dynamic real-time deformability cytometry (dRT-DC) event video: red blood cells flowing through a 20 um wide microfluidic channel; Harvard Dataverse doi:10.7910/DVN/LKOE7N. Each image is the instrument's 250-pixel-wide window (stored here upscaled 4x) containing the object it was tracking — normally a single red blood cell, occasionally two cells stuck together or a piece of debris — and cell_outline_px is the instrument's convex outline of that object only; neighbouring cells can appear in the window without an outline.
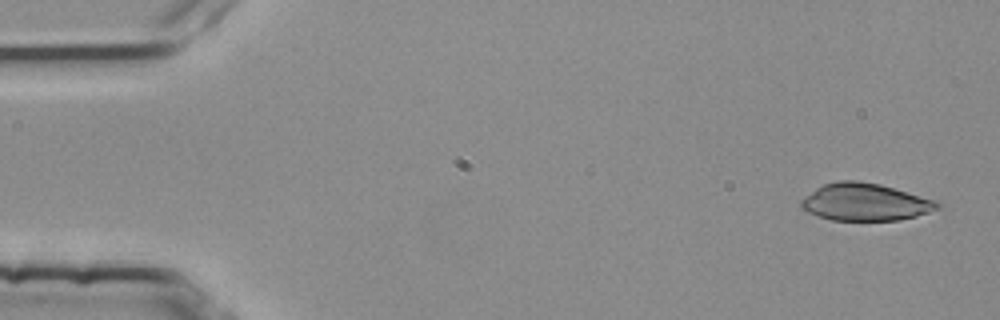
{"species": "common noctule bat (a hibernating species)", "species_latin": "Nyctalus noctula", "temperature_condition": "room temperature", "stored_images_in_passage": 4, "camera_frame_rate_fps": 3000, "um_per_image_px": 0.085, "animal": {"sex": "female", "body_mass_g": 25.1}, "frame": {"image": 1, "passage_image": 1, "time_ms": 0.0, "image_size_px": [1000, 320], "cell_outline_px": [[940, 208], [916, 216], [900, 220], [832, 220], [808, 212], [800, 208], [800, 200], [804, 196], [816, 188], [824, 184], [840, 180], [856, 180], [880, 184], [936, 200], [940, 204]], "centroid_in_image_um": [73.52, 17.17], "position_along_channel_um": 11.5, "area_um2": 29.59}}